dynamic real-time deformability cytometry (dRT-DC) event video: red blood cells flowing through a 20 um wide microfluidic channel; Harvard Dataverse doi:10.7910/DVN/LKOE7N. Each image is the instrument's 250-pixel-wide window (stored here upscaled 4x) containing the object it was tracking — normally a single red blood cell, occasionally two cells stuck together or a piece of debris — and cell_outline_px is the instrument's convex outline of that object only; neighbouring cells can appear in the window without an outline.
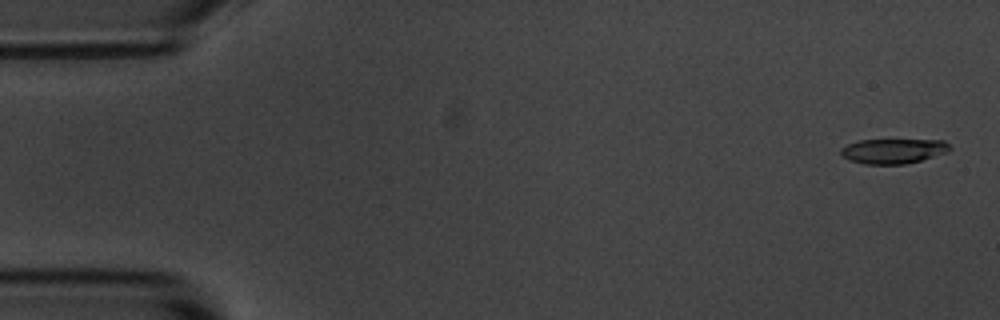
{"species": "common noctule bat (a hibernating species)", "species_latin": "Nyctalus noctula", "temperature_condition": "room temperature", "stored_images_in_passage": 5, "camera_frame_rate_fps": 3000, "um_per_image_px": 0.085, "animal": {"sex": "male", "body_mass_g": 20.1, "forearm_length_mm": 53.5}, "frame": {"image": 1, "passage_image": 1, "time_ms": 0.0, "image_size_px": [1000, 320], "cell_outline_px": [[952, 148], [948, 152], [920, 160], [904, 164], [864, 164], [848, 160], [840, 156], [840, 148], [848, 144], [860, 140], [944, 140]], "centroid_in_image_um": [75.89, 12.84], "position_along_channel_um": 9.1, "area_um2": 15.84}}
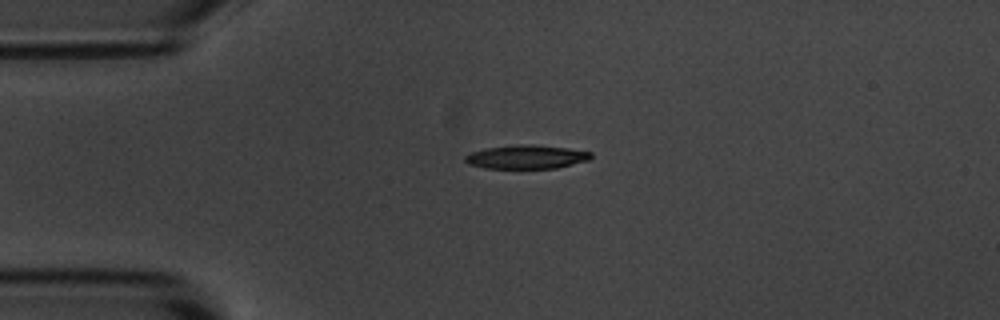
{"frame": {"image": 2, "passage_image": 4, "time_ms": 3.667, "image_size_px": [1000, 320], "cell_outline_px": [[592, 156], [588, 160], [556, 168], [484, 168], [468, 164], [464, 160], [464, 156], [472, 152], [488, 148], [516, 144], [528, 144], [568, 148], [592, 152]], "centroid_in_image_um": [44.73, 13.34], "position_along_channel_um": 40.3, "area_um2": 17.28}}